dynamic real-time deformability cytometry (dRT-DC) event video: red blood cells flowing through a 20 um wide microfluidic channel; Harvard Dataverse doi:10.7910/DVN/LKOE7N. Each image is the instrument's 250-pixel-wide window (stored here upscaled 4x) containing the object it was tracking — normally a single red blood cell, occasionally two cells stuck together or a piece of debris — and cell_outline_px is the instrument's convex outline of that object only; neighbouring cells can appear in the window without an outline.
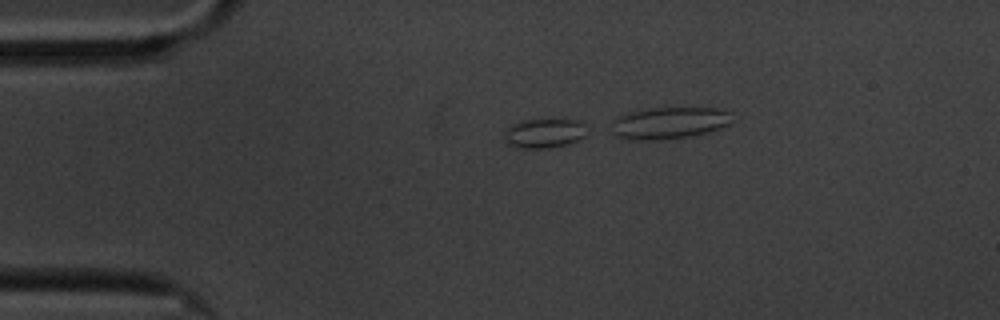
{"species": "common noctule bat (a hibernating species)", "species_latin": "Nyctalus noctula", "temperature_condition": "cold", "stored_images_in_passage": 21, "camera_frame_rate_fps": 3000, "um_per_image_px": 0.085, "animal": {"sex": "male", "body_mass_g": 20.1, "forearm_length_mm": 53.5}, "frame": {"image": 1, "passage_image": 10, "time_ms": 3.0, "image_size_px": [1000, 320], "cell_outline_px": [[584, 136], [568, 144], [548, 148], [520, 148], [508, 144], [504, 140], [504, 136], [508, 128], [512, 124], [524, 120], [580, 120], [584, 124]], "centroid_in_image_um": [46.23, 11.33], "position_along_channel_um": 38.8, "area_um2": 13.87}}
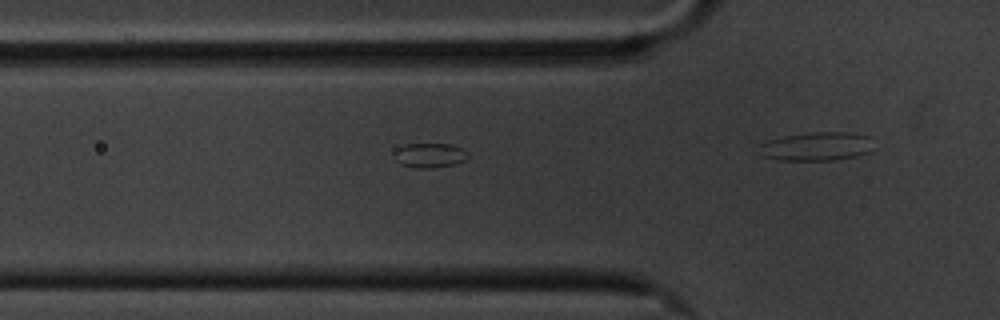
{"frame": {"image": 2, "passage_image": 17, "time_ms": 5.333, "image_size_px": [1000, 320], "cell_outline_px": [[468, 156], [464, 160], [456, 164], [432, 168], [416, 168], [400, 164], [396, 160], [396, 148], [404, 144], [452, 144], [468, 152]], "centroid_in_image_um": [36.53, 13.2], "position_along_channel_um": 89.3, "area_um2": 10.52}}
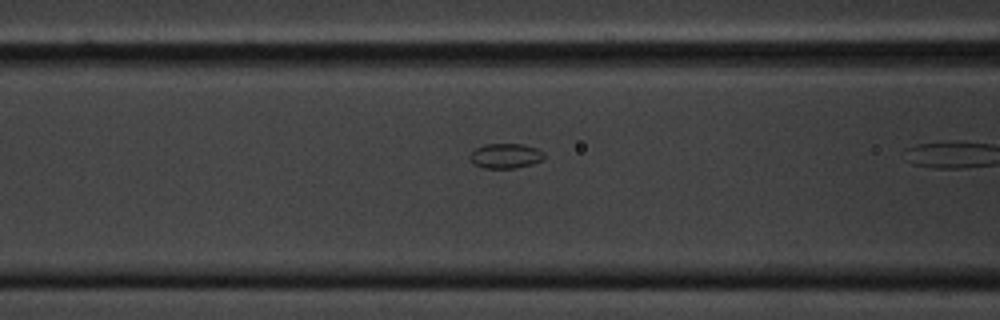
{"frame": {"image": 3, "passage_image": 20, "time_ms": 6.333, "image_size_px": [1000, 320], "cell_outline_px": [[544, 156], [540, 160], [532, 164], [512, 168], [484, 168], [476, 164], [468, 156], [476, 148], [484, 144], [524, 144], [536, 148], [544, 152]], "centroid_in_image_um": [42.97, 13.23], "position_along_channel_um": 123.6, "area_um2": 10.58}}